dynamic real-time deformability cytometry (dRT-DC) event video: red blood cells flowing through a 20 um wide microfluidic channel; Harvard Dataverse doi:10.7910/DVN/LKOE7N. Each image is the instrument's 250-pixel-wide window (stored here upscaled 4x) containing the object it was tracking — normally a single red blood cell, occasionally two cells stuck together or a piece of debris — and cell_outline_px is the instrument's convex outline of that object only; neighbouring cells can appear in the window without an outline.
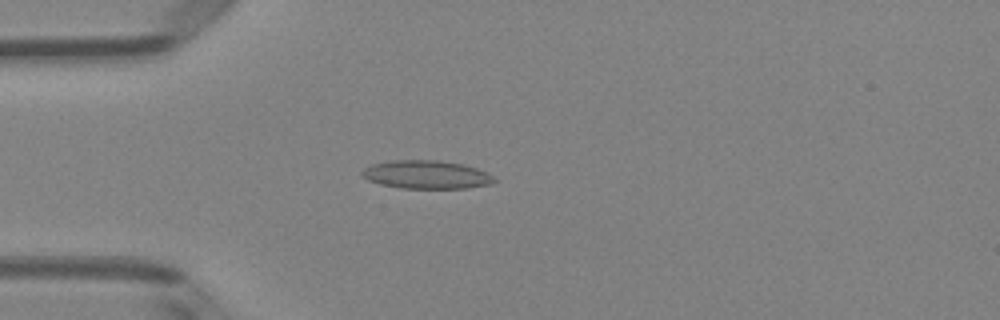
{"species": "Egyptian fruit bat (a non-hibernating species)", "species_latin": "Rousettus aegyptiacus", "temperature_condition": "room temperature", "stored_images_in_passage": 50, "camera_frame_rate_fps": 3000, "um_per_image_px": 0.085, "animal": {"sex": "female"}, "frame": {"image": 1, "passage_image": 14, "time_ms": 4.333, "image_size_px": [1000, 320], "cell_outline_px": [[496, 180], [488, 184], [468, 188], [400, 188], [380, 184], [368, 180], [360, 172], [364, 168], [372, 164], [392, 160], [436, 160], [464, 164], [476, 168], [492, 176]], "centroid_in_image_um": [36.2, 14.84], "position_along_channel_um": 48.8, "area_um2": 21.62}}
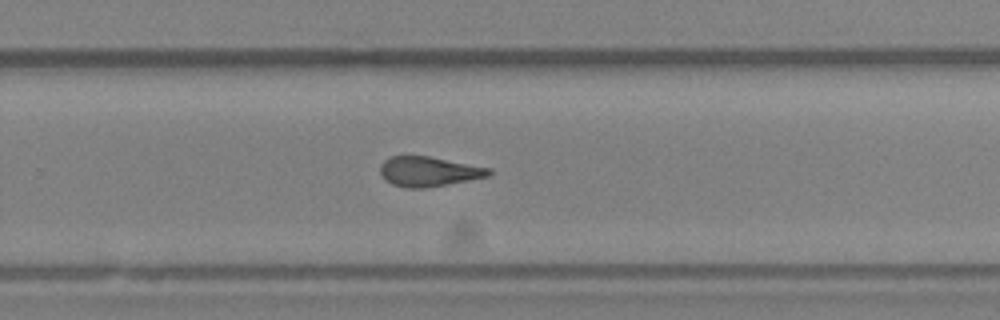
{"frame": {"image": 2, "passage_image": 33, "time_ms": 10.667, "image_size_px": [1000, 320], "cell_outline_px": [[492, 172], [488, 176], [468, 180], [424, 188], [404, 188], [392, 184], [380, 172], [380, 164], [384, 160], [392, 156], [428, 156], [492, 168]], "centroid_in_image_um": [36.44, 14.57], "position_along_channel_um": 293.4, "area_um2": 18.67}}
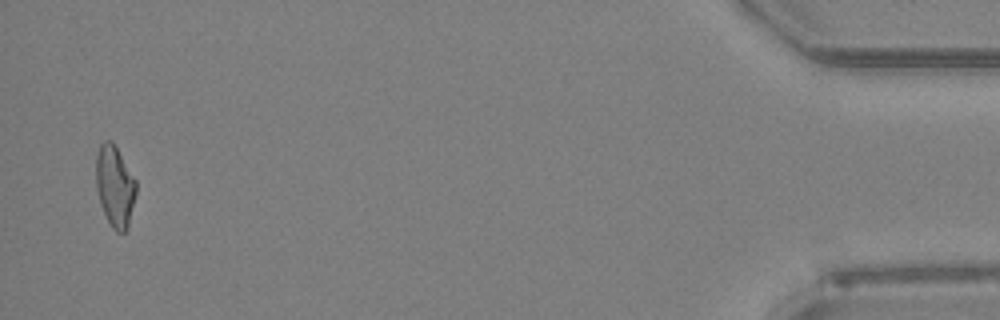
{"frame": {"image": 3, "passage_image": 49, "time_ms": 16.0, "image_size_px": [1000, 320], "cell_outline_px": [[136, 192], [128, 228], [124, 232], [116, 232], [112, 228], [100, 204], [96, 188], [96, 156], [100, 144], [104, 140], [112, 140], [136, 180]], "centroid_in_image_um": [9.76, 15.82], "position_along_channel_um": 425.4, "area_um2": 18.96}, "authors_computed_cell_mechanics": {"area_um2": 19.5942, "velocity_mm_per_s": 4.0774, "shape_relaxation_time_tau1_ms": null, "shape_relaxation_time_tau2_ms": 3.1776, "deformation_change_tau1": null, "deformation_change_tau2": 0.1303}}